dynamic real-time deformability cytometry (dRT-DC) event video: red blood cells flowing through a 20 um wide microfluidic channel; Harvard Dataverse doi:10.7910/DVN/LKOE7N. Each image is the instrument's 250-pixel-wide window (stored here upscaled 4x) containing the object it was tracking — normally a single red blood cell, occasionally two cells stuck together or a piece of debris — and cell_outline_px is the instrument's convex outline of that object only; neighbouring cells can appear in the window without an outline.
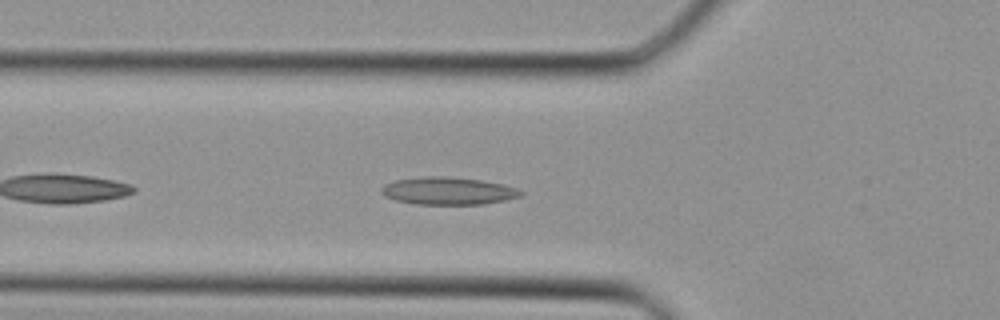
{"species": "Egyptian fruit bat (a non-hibernating species)", "species_latin": "Rousettus aegyptiacus", "temperature_condition": "cold", "stored_images_in_passage": 26, "camera_frame_rate_fps": 3000, "um_per_image_px": 0.085, "animal": {"sex": "female"}, "frame": {"image": 1, "passage_image": 4, "time_ms": 1.0, "image_size_px": [1000, 320], "cell_outline_px": [[524, 192], [520, 196], [504, 200], [484, 204], [416, 204], [396, 200], [384, 196], [380, 192], [380, 188], [384, 184], [396, 180], [424, 176], [448, 176], [480, 180], [500, 184], [516, 188]], "centroid_in_image_um": [38.04, 16.22], "position_along_channel_um": 87.8, "area_um2": 22.25}}
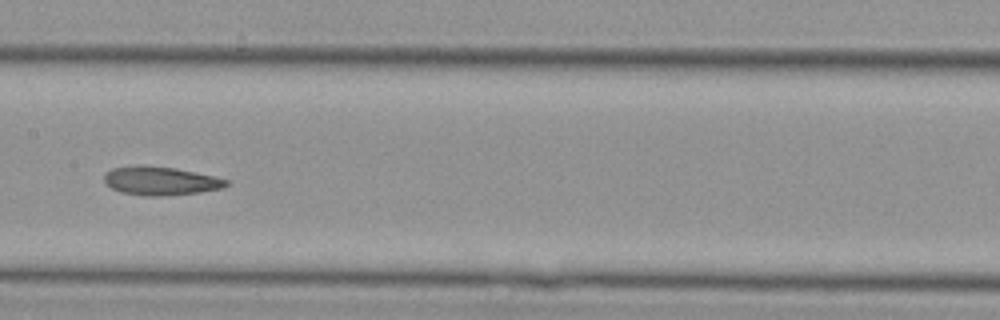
{"frame": {"image": 2, "passage_image": 10, "time_ms": 3.0, "image_size_px": [1000, 320], "cell_outline_px": [[228, 184], [220, 188], [200, 192], [160, 196], [144, 196], [120, 192], [104, 184], [104, 176], [112, 168], [176, 168], [212, 176], [228, 180]], "centroid_in_image_um": [13.65, 15.42], "position_along_channel_um": 193.8, "area_um2": 19.36}}
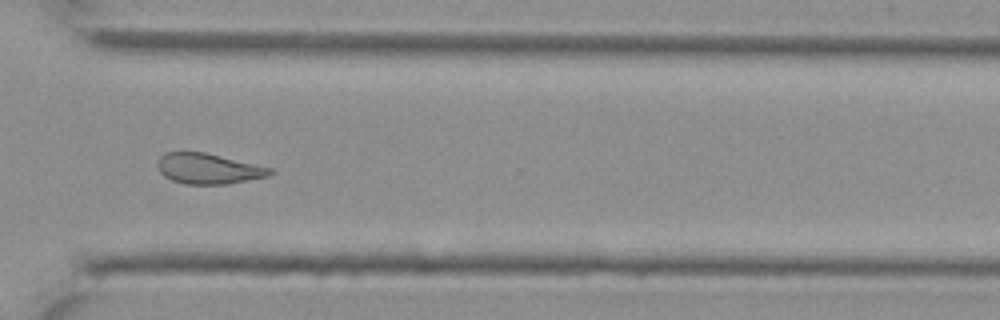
{"frame": {"image": 3, "passage_image": 19, "time_ms": 6.0, "image_size_px": [1000, 320], "cell_outline_px": [[276, 172], [268, 176], [228, 184], [184, 184], [172, 180], [164, 176], [160, 172], [156, 164], [156, 160], [164, 152], [204, 152], [272, 168]], "centroid_in_image_um": [17.69, 14.34], "position_along_channel_um": 352.9, "area_um2": 20.06}}